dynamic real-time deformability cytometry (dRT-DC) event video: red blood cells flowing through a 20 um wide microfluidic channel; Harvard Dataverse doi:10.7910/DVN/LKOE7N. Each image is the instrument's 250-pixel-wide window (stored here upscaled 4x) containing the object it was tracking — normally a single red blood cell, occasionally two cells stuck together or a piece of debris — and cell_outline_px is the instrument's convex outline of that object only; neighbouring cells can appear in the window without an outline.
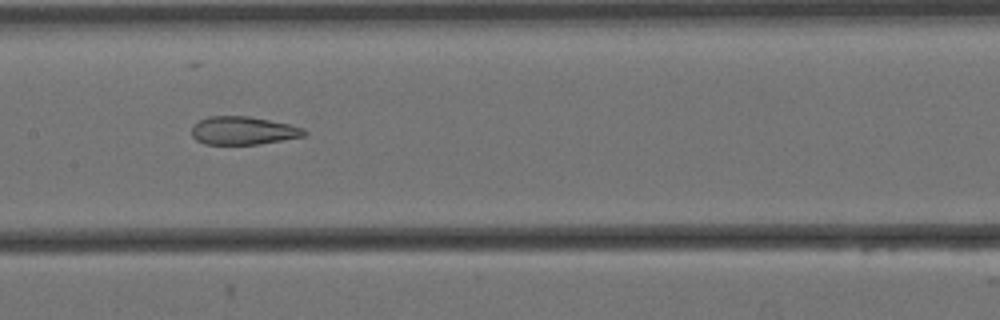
{"species": "Egyptian fruit bat (a non-hibernating species)", "species_latin": "Rousettus aegyptiacus", "temperature_condition": "cold", "stored_images_in_passage": 10, "camera_frame_rate_fps": 3000, "um_per_image_px": 0.085, "animal": {"sex": "female"}, "frame": {"image": 1, "passage_image": 7, "time_ms": 2.0, "image_size_px": [1000, 320], "cell_outline_px": [[308, 132], [304, 136], [260, 144], [204, 144], [196, 140], [192, 136], [192, 124], [208, 116], [248, 116], [288, 124], [304, 128]], "centroid_in_image_um": [20.65, 11.1], "position_along_channel_um": 186.8, "area_um2": 18.44}}
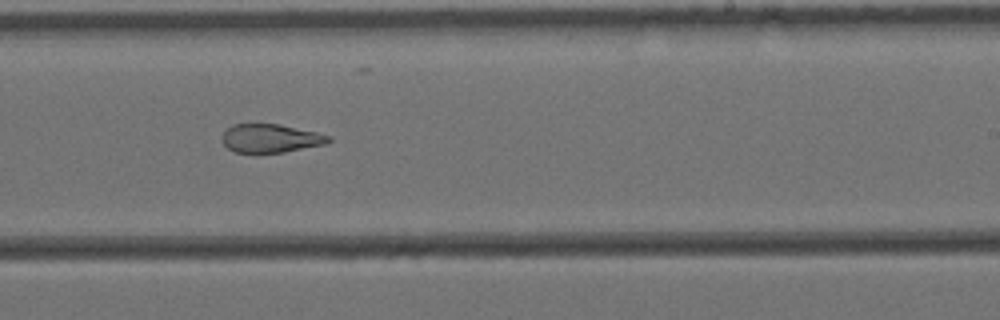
{"frame": {"image": 2, "passage_image": 9, "time_ms": 2.667, "image_size_px": [1000, 320], "cell_outline_px": [[332, 140], [328, 144], [284, 152], [256, 156], [236, 152], [228, 148], [220, 140], [220, 136], [232, 124], [276, 124], [316, 132], [332, 136]], "centroid_in_image_um": [22.97, 11.81], "position_along_channel_um": 266.0, "area_um2": 18.38}}